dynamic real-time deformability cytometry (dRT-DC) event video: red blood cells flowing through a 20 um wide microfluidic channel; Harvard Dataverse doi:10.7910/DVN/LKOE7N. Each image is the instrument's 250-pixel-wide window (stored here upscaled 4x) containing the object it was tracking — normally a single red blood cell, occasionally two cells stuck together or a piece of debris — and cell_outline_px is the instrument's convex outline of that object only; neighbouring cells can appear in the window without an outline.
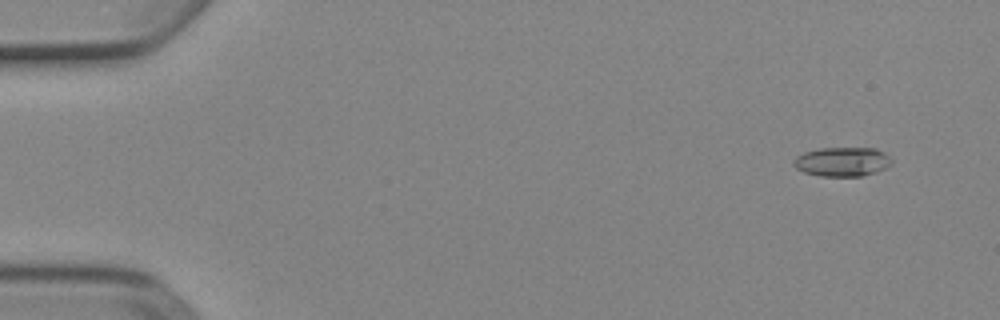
{"species": "Egyptian fruit bat (a non-hibernating species)", "species_latin": "Rousettus aegyptiacus", "temperature_condition": "cold", "stored_images_in_passage": 5, "camera_frame_rate_fps": 3000, "um_per_image_px": 0.085, "animal": {"sex": "female"}, "frame": {"image": 1, "passage_image": 1, "time_ms": 0.0, "image_size_px": [1000, 320], "cell_outline_px": [[892, 164], [876, 172], [860, 176], [820, 176], [804, 172], [796, 168], [792, 164], [792, 160], [796, 156], [804, 152], [820, 148], [876, 148], [884, 152], [892, 160]], "centroid_in_image_um": [71.57, 13.74], "position_along_channel_um": 13.4, "area_um2": 16.76}}
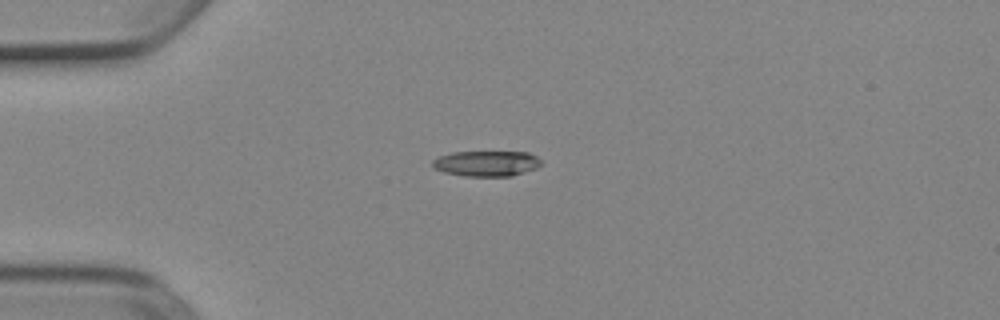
{"frame": {"image": 2, "passage_image": 4, "time_ms": 1.0, "image_size_px": [1000, 320], "cell_outline_px": [[540, 164], [536, 168], [512, 176], [464, 176], [444, 172], [432, 168], [432, 160], [440, 156], [452, 152], [528, 152], [536, 156], [540, 160]], "centroid_in_image_um": [41.32, 13.9], "position_along_channel_um": 43.7, "area_um2": 16.13}}